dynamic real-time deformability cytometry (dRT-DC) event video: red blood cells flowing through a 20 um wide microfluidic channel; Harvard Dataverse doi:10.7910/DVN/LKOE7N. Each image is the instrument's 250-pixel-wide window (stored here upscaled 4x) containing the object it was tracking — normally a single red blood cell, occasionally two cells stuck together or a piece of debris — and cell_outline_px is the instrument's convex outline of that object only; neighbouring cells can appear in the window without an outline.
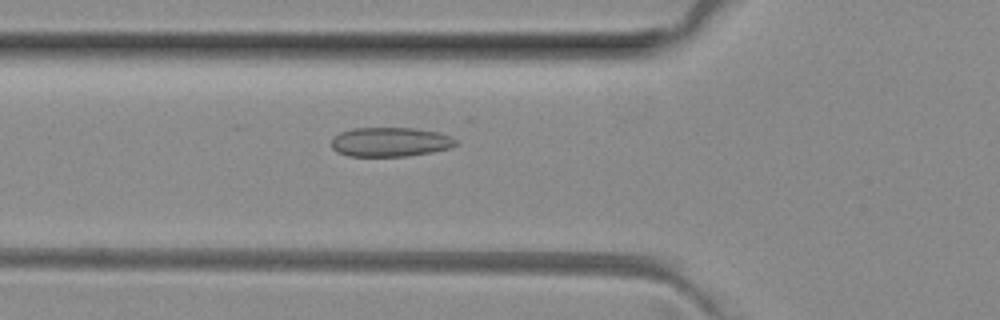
{"species": "common noctule bat (a hibernating species)", "species_latin": "Nyctalus noctula", "temperature_condition": "room temperature", "stored_images_in_passage": 36, "camera_frame_rate_fps": 3000, "um_per_image_px": 0.085, "animal": {"sex": "female", "body_mass_g": 29.2, "forearm_length_mm": 56.3}, "frame": {"image": 1, "passage_image": 9, "time_ms": 2.667, "image_size_px": [1000, 320], "cell_outline_px": [[460, 144], [448, 148], [432, 152], [408, 156], [348, 156], [336, 152], [332, 148], [332, 140], [340, 132], [352, 128], [416, 128], [440, 132], [456, 140]], "centroid_in_image_um": [33.18, 12.07], "position_along_channel_um": 92.6, "area_um2": 21.33}}
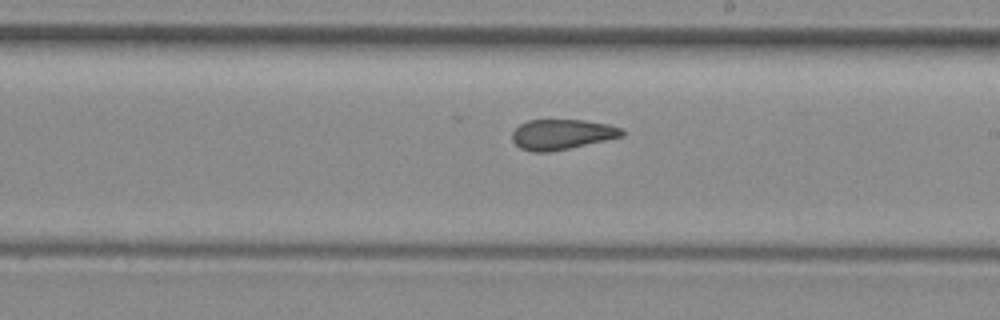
{"frame": {"image": 2, "passage_image": 20, "time_ms": 6.333, "image_size_px": [1000, 320], "cell_outline_px": [[624, 136], [568, 148], [548, 152], [532, 152], [520, 148], [512, 140], [512, 132], [520, 124], [528, 120], [584, 120], [608, 124], [620, 128], [624, 132]], "centroid_in_image_um": [47.73, 11.42], "position_along_channel_um": 241.3, "area_um2": 19.19}}
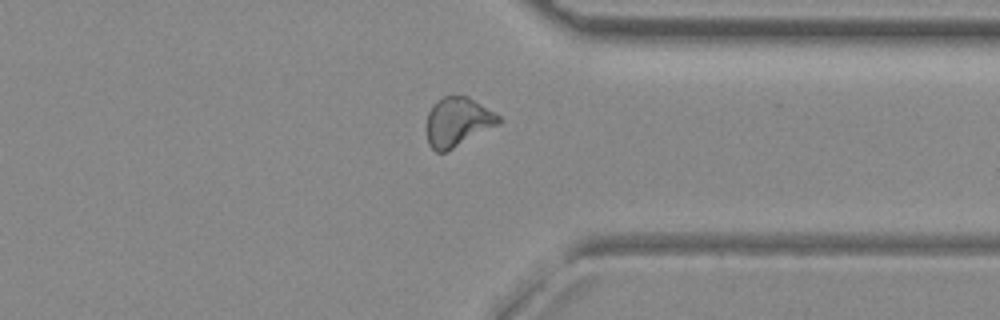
{"frame": {"image": 3, "passage_image": 30, "time_ms": 9.667, "image_size_px": [1000, 320], "cell_outline_px": [[500, 124], [444, 152], [436, 152], [428, 144], [428, 112], [432, 104], [436, 100], [444, 96], [468, 96], [500, 116]], "centroid_in_image_um": [38.9, 10.34], "position_along_channel_um": 372.5, "area_um2": 20.29}, "authors_computed_cell_mechanics": {"area_um2": 20.1722, "velocity_mm_per_s": 4.0465, "shape_relaxation_time_tau1_ms": null, "shape_relaxation_time_tau2_ms": 1.7825, "deformation_change_tau1": null, "deformation_change_tau2": 0.1002}}